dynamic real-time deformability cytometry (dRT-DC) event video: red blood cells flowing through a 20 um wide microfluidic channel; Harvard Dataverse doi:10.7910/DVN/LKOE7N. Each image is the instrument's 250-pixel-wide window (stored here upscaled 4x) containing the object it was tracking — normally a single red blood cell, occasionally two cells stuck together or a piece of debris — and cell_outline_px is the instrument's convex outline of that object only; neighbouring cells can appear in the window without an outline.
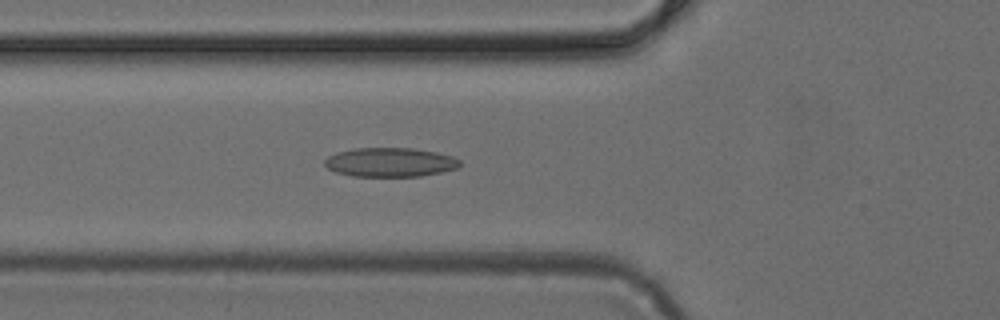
{"species": "common noctule bat (a hibernating species)", "species_latin": "Nyctalus noctula", "temperature_condition": "cold", "stored_images_in_passage": 44, "camera_frame_rate_fps": 3000, "um_per_image_px": 0.085, "animal": {"sex": "female", "body_mass_g": 24.6, "forearm_length_mm": 56.2}, "frame": {"image": 1, "passage_image": 13, "time_ms": 4.0, "image_size_px": [1000, 320], "cell_outline_px": [[460, 164], [456, 168], [440, 172], [420, 176], [352, 176], [336, 172], [328, 168], [324, 164], [324, 160], [328, 156], [336, 152], [356, 148], [412, 148], [436, 152], [452, 156], [460, 160]], "centroid_in_image_um": [33.13, 13.79], "position_along_channel_um": 92.7, "area_um2": 22.83}}
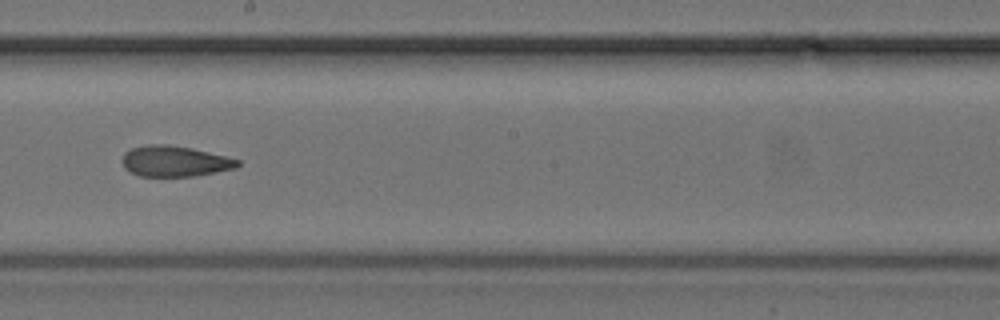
{"frame": {"image": 2, "passage_image": 23, "time_ms": 7.333, "image_size_px": [1000, 320], "cell_outline_px": [[240, 164], [236, 168], [192, 176], [140, 176], [124, 168], [120, 160], [124, 152], [132, 148], [148, 144], [168, 144], [192, 148], [240, 160]], "centroid_in_image_um": [14.8, 13.69], "position_along_channel_um": 233.4, "area_um2": 20.63}}
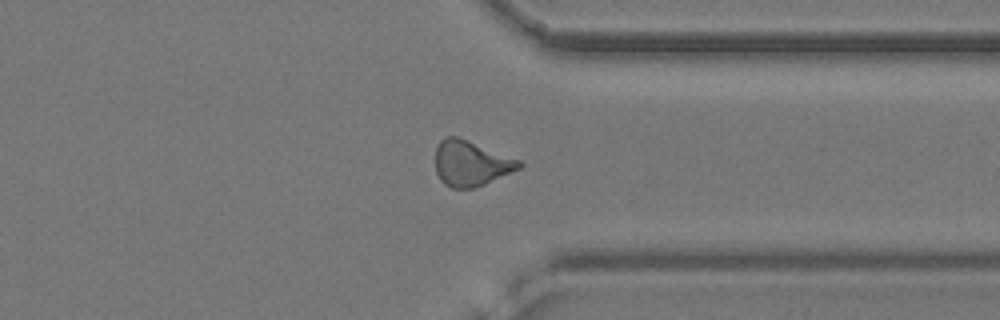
{"frame": {"image": 3, "passage_image": 33, "time_ms": 10.667, "image_size_px": [1000, 320], "cell_outline_px": [[524, 164], [520, 168], [484, 184], [472, 188], [452, 188], [444, 184], [440, 180], [436, 172], [436, 148], [440, 140], [448, 136], [456, 136], [468, 140], [520, 160]], "centroid_in_image_um": [40.01, 13.88], "position_along_channel_um": 371.4, "area_um2": 21.96}}